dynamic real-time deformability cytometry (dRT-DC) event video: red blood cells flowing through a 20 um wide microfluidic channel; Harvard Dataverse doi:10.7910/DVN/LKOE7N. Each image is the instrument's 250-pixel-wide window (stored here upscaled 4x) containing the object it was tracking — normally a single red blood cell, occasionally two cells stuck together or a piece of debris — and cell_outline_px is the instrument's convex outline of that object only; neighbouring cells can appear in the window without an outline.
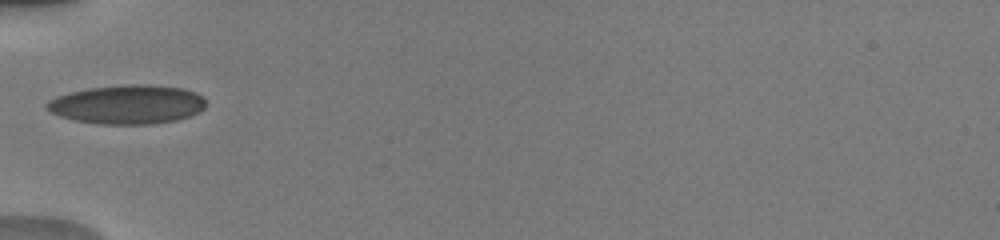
{"species": "human", "species_latin": "Homo sapiens", "temperature_condition": "warm", "stored_images_in_passage": 33, "camera_frame_rate_fps": 3000, "um_per_image_px": 0.085, "donor": {"sex": "male"}, "frame": {"image": 1, "passage_image": 1, "time_ms": 0.0, "image_size_px": [1000, 240], "cell_outline_px": [[208, 104], [200, 112], [176, 120], [152, 124], [100, 124], [76, 120], [60, 116], [44, 108], [44, 104], [48, 100], [56, 96], [88, 88], [124, 84], [152, 84], [184, 88], [196, 92], [204, 96]], "centroid_in_image_um": [10.87, 8.86], "position_along_channel_um": 74.1, "area_um2": 36.59}}
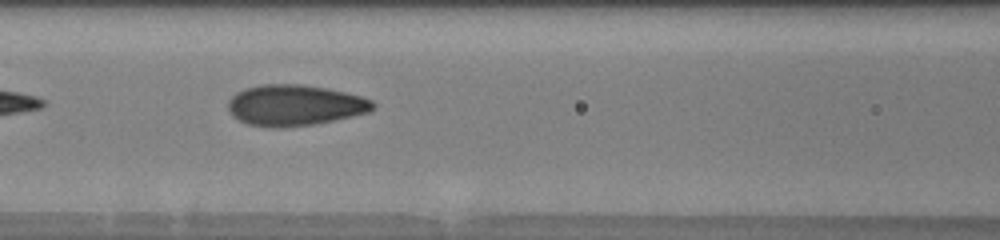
{"frame": {"image": 2, "passage_image": 6, "time_ms": 1.667, "image_size_px": [1000, 240], "cell_outline_px": [[376, 108], [372, 112], [312, 124], [276, 128], [248, 124], [232, 116], [228, 108], [228, 100], [236, 92], [244, 88], [260, 84], [300, 84], [328, 88], [360, 96], [372, 100], [376, 104]], "centroid_in_image_um": [25.06, 8.93], "position_along_channel_um": 141.5, "area_um2": 34.62}}
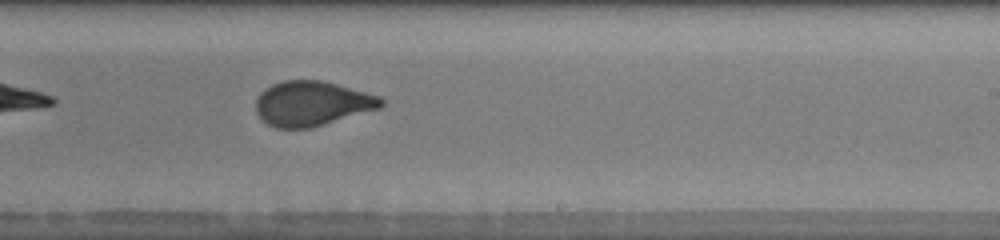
{"frame": {"image": 3, "passage_image": 15, "time_ms": 4.667, "image_size_px": [1000, 240], "cell_outline_px": [[384, 104], [380, 108], [312, 128], [276, 128], [268, 124], [256, 112], [256, 100], [260, 92], [264, 88], [272, 84], [284, 80], [320, 80], [336, 84], [380, 96], [384, 100]], "centroid_in_image_um": [26.51, 8.8], "position_along_channel_um": 262.5, "area_um2": 32.66}, "authors_computed_cell_mechanics": {"area_um2": 32.4258, "velocity_mm_per_s": 4.0416, "shape_relaxation_time_tau1_ms": 5.1974, "shape_relaxation_time_tau2_ms": null, "deformation_change_tau1": 0.2017, "deformation_change_tau2": null}}